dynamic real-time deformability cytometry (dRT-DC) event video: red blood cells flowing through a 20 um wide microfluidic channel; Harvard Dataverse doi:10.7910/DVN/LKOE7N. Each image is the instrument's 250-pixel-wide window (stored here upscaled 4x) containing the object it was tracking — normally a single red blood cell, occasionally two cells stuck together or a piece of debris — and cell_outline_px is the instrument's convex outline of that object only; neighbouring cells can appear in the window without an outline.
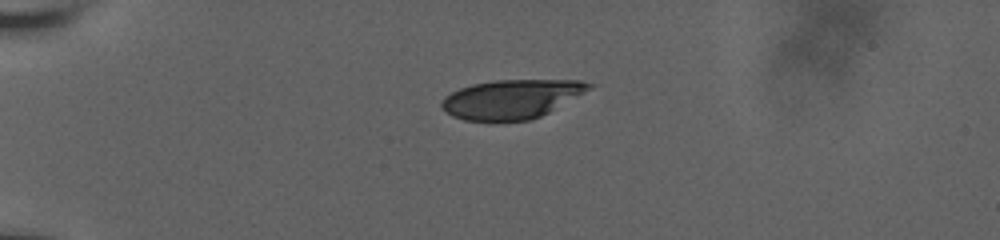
{"species": "human", "species_latin": "Homo sapiens", "temperature_condition": "room temperature", "stored_images_in_passage": 10, "camera_frame_rate_fps": 3000, "um_per_image_px": 0.085, "donor": {"sex": "male"}, "frame": {"image": 1, "passage_image": 1, "time_ms": 0.0, "image_size_px": [1000, 240], "cell_outline_px": [[596, 84], [592, 88], [548, 112], [532, 120], [464, 120], [452, 116], [440, 104], [444, 96], [460, 88], [472, 84], [492, 80], [580, 80]], "centroid_in_image_um": [43.49, 8.4], "position_along_channel_um": 41.5, "area_um2": 33.23}}
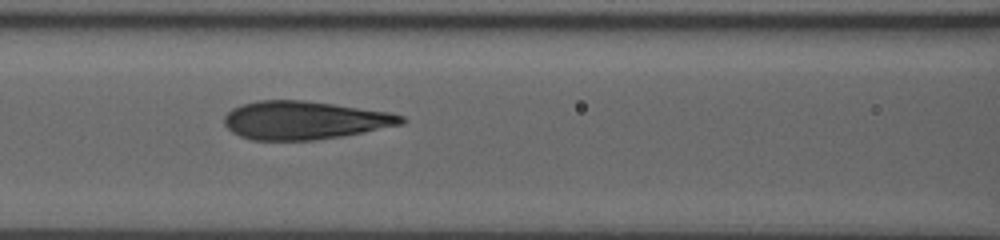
{"frame": {"image": 2, "passage_image": 7, "time_ms": 2.0, "image_size_px": [1000, 240], "cell_outline_px": [[408, 120], [400, 124], [340, 136], [316, 140], [252, 140], [240, 136], [232, 132], [224, 124], [224, 116], [232, 108], [244, 104], [260, 100], [304, 100], [392, 112], [404, 116]], "centroid_in_image_um": [25.86, 10.21], "position_along_channel_um": 140.7, "area_um2": 39.25}}
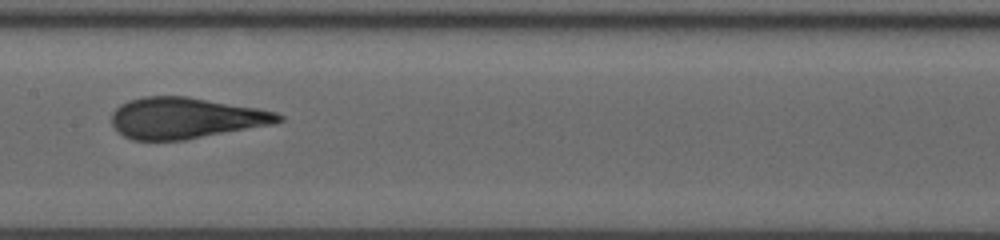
{"frame": {"image": 3, "passage_image": 9, "time_ms": 2.667, "image_size_px": [1000, 240], "cell_outline_px": [[284, 120], [276, 124], [184, 140], [132, 140], [124, 136], [112, 124], [112, 112], [120, 104], [128, 100], [144, 96], [188, 96], [256, 108], [276, 112], [284, 116]], "centroid_in_image_um": [15.79, 10.03], "position_along_channel_um": 191.6, "area_um2": 40.06}}